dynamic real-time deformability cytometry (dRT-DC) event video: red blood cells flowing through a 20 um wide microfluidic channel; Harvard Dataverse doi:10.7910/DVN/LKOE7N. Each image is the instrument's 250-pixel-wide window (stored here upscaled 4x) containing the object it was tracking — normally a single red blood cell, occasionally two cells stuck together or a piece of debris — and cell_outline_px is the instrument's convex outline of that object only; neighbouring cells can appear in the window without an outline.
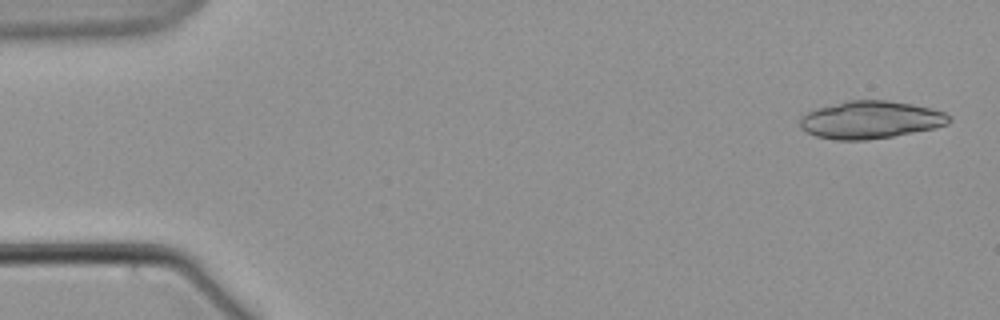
{"species": "common noctule bat (a hibernating species)", "species_latin": "Nyctalus noctula", "temperature_condition": "warm", "stored_images_in_passage": 5, "camera_frame_rate_fps": 3000, "um_per_image_px": 0.085, "animal": {"sex": "male", "body_mass_g": 21.5, "forearm_length_mm": 52.0}, "frame": {"image": 1, "passage_image": 1, "time_ms": 0.0, "image_size_px": [1000, 320], "cell_outline_px": [[952, 120], [948, 124], [936, 128], [892, 136], [868, 140], [836, 140], [816, 136], [800, 128], [800, 116], [816, 108], [844, 100], [888, 100], [912, 104], [932, 108], [944, 112], [952, 116]], "centroid_in_image_um": [74.01, 10.17], "position_along_channel_um": 11.0, "area_um2": 33.0}}